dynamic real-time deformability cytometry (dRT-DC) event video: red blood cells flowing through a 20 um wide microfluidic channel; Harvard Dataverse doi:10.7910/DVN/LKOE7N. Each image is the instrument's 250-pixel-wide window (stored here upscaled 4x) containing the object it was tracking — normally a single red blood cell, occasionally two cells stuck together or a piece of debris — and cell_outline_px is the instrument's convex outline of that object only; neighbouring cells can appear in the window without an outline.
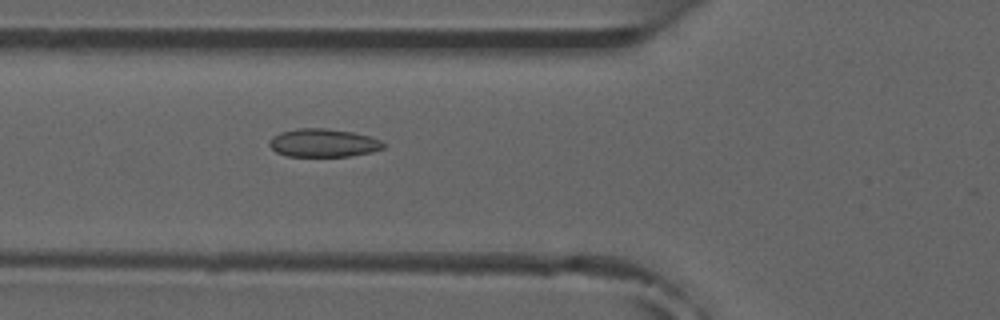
{"species": "common noctule bat (a hibernating species)", "species_latin": "Nyctalus noctula", "temperature_condition": "room temperature", "stored_images_in_passage": 5, "camera_frame_rate_fps": 3000, "um_per_image_px": 0.085, "animal": {"sex": "male", "forearm_length_mm": 52.5}, "frame": {"image": 1, "passage_image": 5, "time_ms": 5.333, "image_size_px": [1000, 320], "cell_outline_px": [[384, 148], [372, 152], [352, 156], [284, 156], [276, 152], [268, 144], [272, 136], [280, 132], [296, 128], [324, 128], [352, 132], [368, 136], [380, 140], [384, 144]], "centroid_in_image_um": [27.45, 12.15], "position_along_channel_um": 98.3, "area_um2": 18.79}}